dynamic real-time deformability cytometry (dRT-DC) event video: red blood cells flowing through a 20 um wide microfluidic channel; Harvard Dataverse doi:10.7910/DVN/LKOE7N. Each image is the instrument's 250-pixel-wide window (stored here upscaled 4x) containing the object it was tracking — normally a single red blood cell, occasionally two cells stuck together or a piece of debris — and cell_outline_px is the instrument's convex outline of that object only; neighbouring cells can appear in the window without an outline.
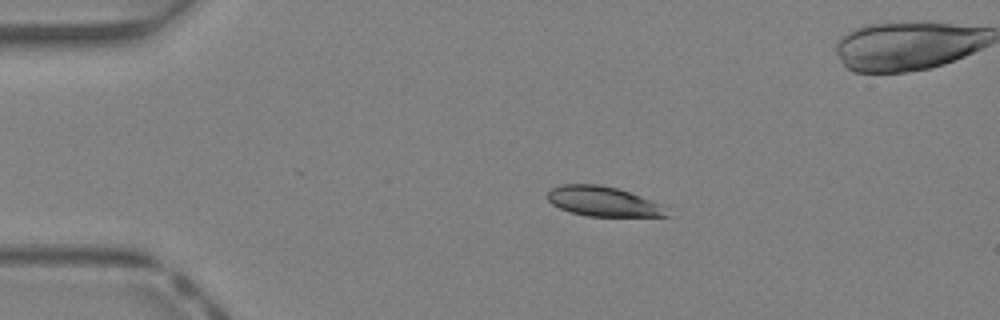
{"species": "Egyptian fruit bat (a non-hibernating species)", "species_latin": "Rousettus aegyptiacus", "temperature_condition": "warm", "stored_images_in_passage": 44, "camera_frame_rate_fps": 3000, "um_per_image_px": 0.085, "animal": {"sex": "female"}, "frame": {"image": 1, "passage_image": 9, "time_ms": 2.667, "image_size_px": [1000, 320], "cell_outline_px": [[668, 216], [588, 216], [572, 212], [560, 208], [552, 204], [548, 200], [548, 192], [552, 188], [560, 184], [600, 184], [616, 188], [628, 192], [660, 204]], "centroid_in_image_um": [51.19, 17.11], "position_along_channel_um": 33.8, "area_um2": 20.23}}
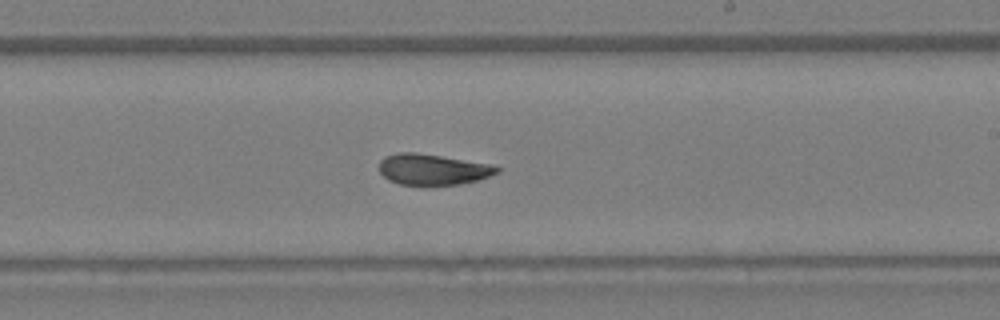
{"frame": {"image": 2, "passage_image": 26, "time_ms": 8.333, "image_size_px": [1000, 320], "cell_outline_px": [[500, 172], [476, 180], [460, 184], [400, 184], [388, 180], [380, 172], [380, 160], [384, 156], [400, 152], [416, 152], [488, 164], [500, 168]], "centroid_in_image_um": [36.74, 14.39], "position_along_channel_um": 252.3, "area_um2": 20.75}}
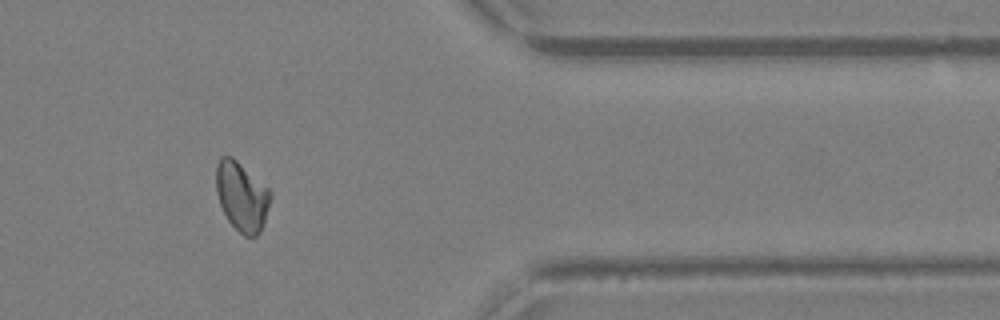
{"frame": {"image": 3, "passage_image": 36, "time_ms": 11.667, "image_size_px": [1000, 320], "cell_outline_px": [[272, 196], [264, 224], [260, 232], [256, 236], [244, 236], [228, 220], [220, 204], [216, 192], [216, 164], [220, 156], [232, 156], [268, 188], [272, 192]], "centroid_in_image_um": [20.55, 16.69], "position_along_channel_um": 390.8, "area_um2": 21.91}, "authors_computed_cell_mechanics": {"area_um2": 21.9062, "velocity_mm_per_s": 4.7401, "shape_relaxation_time_tau1_ms": 7.9437, "shape_relaxation_time_tau2_ms": 3.5256, "deformation_change_tau1": 0.2085, "deformation_change_tau2": 0.0799}}